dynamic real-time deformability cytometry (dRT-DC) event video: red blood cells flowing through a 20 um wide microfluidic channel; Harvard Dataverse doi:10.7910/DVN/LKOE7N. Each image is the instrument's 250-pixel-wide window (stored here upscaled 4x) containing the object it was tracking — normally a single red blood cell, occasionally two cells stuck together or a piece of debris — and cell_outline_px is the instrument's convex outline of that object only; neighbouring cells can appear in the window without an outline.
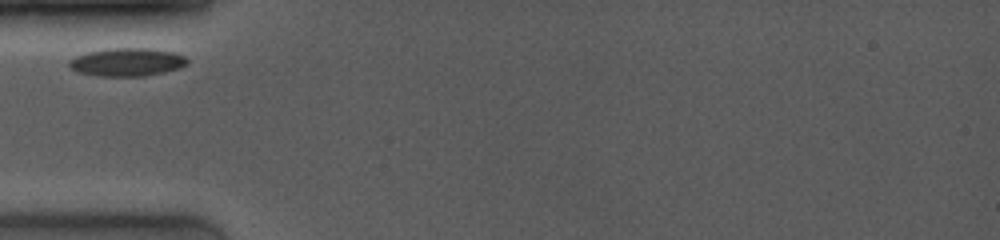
{"species": "common noctule bat (a hibernating species)", "species_latin": "Nyctalus noctula", "temperature_condition": "room temperature", "stored_images_in_passage": 8, "camera_frame_rate_fps": 4000, "um_per_image_px": 0.085, "animal": {"sex": "female", "body_mass_g": 19.0, "forearm_length_mm": 53.3}, "frame": {"image": 1, "passage_image": 1, "time_ms": 0.0, "image_size_px": [1000, 240], "cell_outline_px": [[188, 64], [180, 68], [164, 72], [144, 76], [96, 76], [76, 72], [68, 64], [68, 60], [76, 56], [88, 52], [108, 48], [148, 48], [172, 52], [184, 56], [188, 60]], "centroid_in_image_um": [10.78, 5.28], "position_along_channel_um": 74.2, "area_um2": 19.42}}